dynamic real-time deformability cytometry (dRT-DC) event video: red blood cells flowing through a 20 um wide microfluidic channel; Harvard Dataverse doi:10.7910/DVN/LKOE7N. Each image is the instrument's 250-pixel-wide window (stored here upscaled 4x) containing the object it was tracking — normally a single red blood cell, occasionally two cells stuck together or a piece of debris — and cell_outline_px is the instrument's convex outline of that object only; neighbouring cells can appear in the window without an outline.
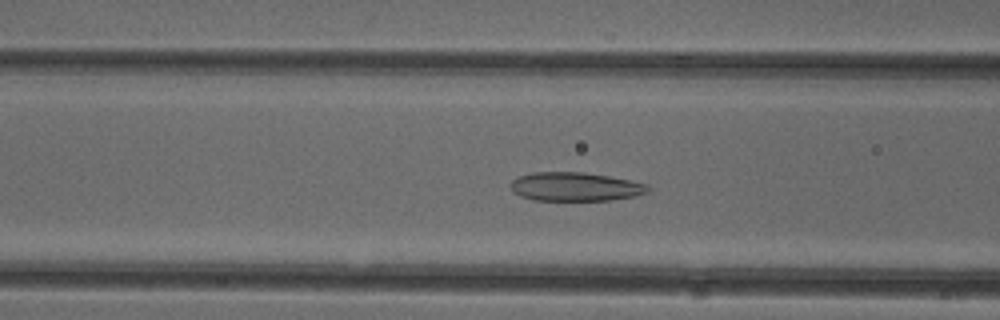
{"species": "common noctule bat (a hibernating species)", "species_latin": "Nyctalus noctula", "temperature_condition": "cold", "stored_images_in_passage": 50, "camera_frame_rate_fps": 3000, "um_per_image_px": 0.085, "animal": {"sex": "female"}, "frame": {"image": 1, "passage_image": 19, "time_ms": 6.0, "image_size_px": [1000, 320], "cell_outline_px": [[652, 188], [648, 192], [636, 196], [612, 200], [532, 200], [520, 196], [512, 192], [508, 188], [508, 184], [512, 180], [520, 176], [532, 172], [584, 172], [608, 176], [648, 184]], "centroid_in_image_um": [48.87, 15.87], "position_along_channel_um": 117.7, "area_um2": 23.29}}
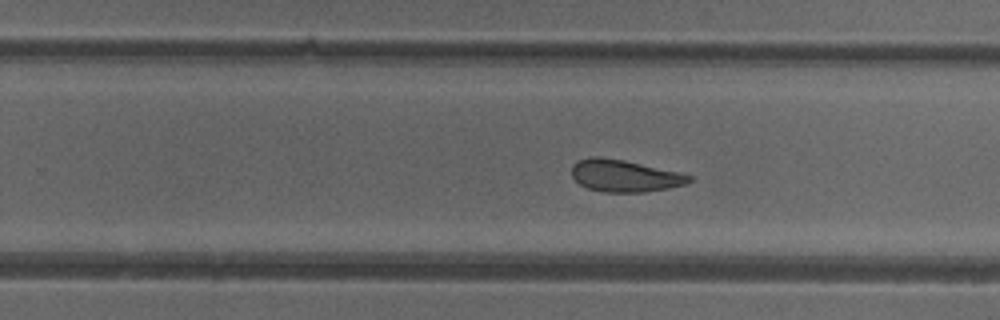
{"frame": {"image": 2, "passage_image": 31, "time_ms": 10.0, "image_size_px": [1000, 320], "cell_outline_px": [[692, 180], [688, 184], [668, 188], [644, 192], [604, 192], [588, 188], [580, 184], [572, 176], [572, 164], [576, 160], [592, 156], [600, 156], [624, 160], [680, 172], [692, 176]], "centroid_in_image_um": [53.09, 14.93], "position_along_channel_um": 276.7, "area_um2": 22.08}}
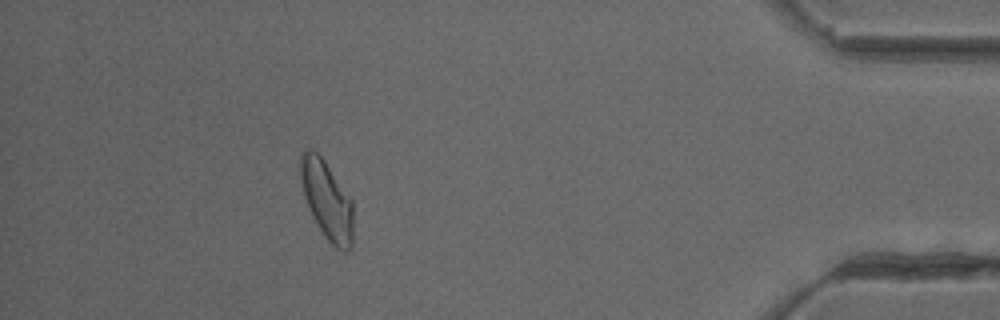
{"frame": {"image": 3, "passage_image": 45, "time_ms": 14.667, "image_size_px": [1000, 320], "cell_outline_px": [[352, 248], [344, 252], [336, 248], [324, 236], [312, 216], [304, 196], [300, 176], [300, 152], [304, 148], [312, 148], [324, 160], [352, 200]], "centroid_in_image_um": [27.77, 16.99], "position_along_channel_um": 407.4, "area_um2": 24.1}, "authors_computed_cell_mechanics": {"area_um2": 23.9581, "velocity_mm_per_s": 3.9831, "shape_relaxation_time_tau1_ms": 6.5507, "shape_relaxation_time_tau2_ms": 2.6681, "deformation_change_tau1": 0.1303, "deformation_change_tau2": 0.0975}}